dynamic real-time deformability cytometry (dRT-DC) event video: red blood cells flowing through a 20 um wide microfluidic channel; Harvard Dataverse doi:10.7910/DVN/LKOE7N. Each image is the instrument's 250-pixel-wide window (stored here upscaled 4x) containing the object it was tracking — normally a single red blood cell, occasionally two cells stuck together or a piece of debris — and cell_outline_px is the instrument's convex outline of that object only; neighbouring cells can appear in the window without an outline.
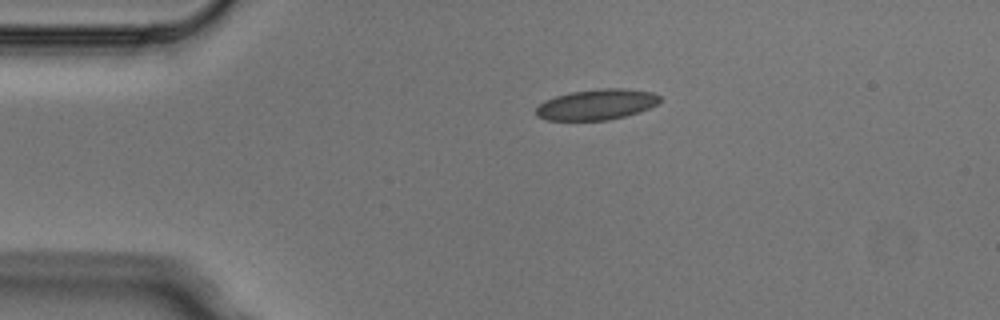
{"species": "Egyptian fruit bat (a non-hibernating species)", "species_latin": "Rousettus aegyptiacus", "temperature_condition": "cold", "stored_images_in_passage": 2, "camera_frame_rate_fps": 3000, "um_per_image_px": 0.085, "animal": {"sex": "male"}, "frame": {"image": 1, "passage_image": 1, "time_ms": 0.0, "image_size_px": [1000, 320], "cell_outline_px": [[660, 100], [656, 104], [640, 112], [608, 120], [548, 120], [536, 116], [536, 108], [544, 100], [556, 96], [572, 92], [596, 88], [624, 88], [652, 92], [660, 96]], "centroid_in_image_um": [50.7, 8.88], "position_along_channel_um": 34.3, "area_um2": 22.08}}